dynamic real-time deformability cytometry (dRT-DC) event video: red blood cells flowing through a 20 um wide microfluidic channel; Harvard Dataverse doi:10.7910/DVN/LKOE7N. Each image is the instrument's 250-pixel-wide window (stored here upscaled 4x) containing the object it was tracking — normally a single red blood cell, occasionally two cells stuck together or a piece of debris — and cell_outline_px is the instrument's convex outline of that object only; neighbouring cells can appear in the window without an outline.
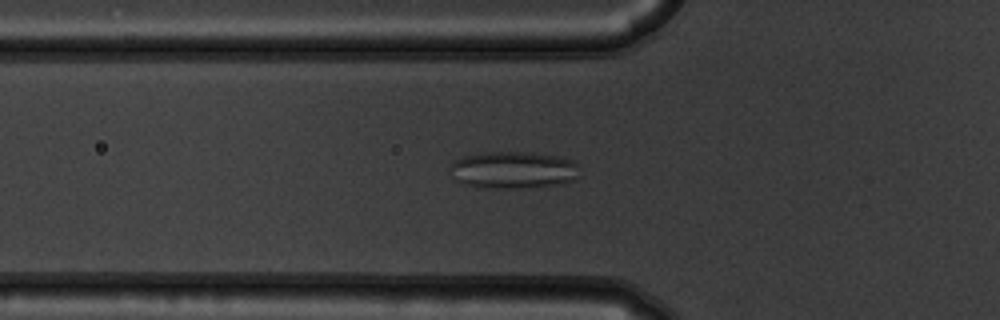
{"species": "common noctule bat (a hibernating species)", "species_latin": "Nyctalus noctula", "temperature_condition": "warm", "stored_images_in_passage": 41, "camera_frame_rate_fps": 3000, "um_per_image_px": 0.085, "animal": {"sex": "male", "body_mass_g": 19.5, "forearm_length_mm": 54.6}, "frame": {"image": 1, "passage_image": 6, "time_ms": 1.667, "image_size_px": [1000, 320], "cell_outline_px": [[580, 164], [576, 180], [564, 184], [516, 188], [480, 188], [456, 180], [452, 176], [448, 168], [448, 164], [464, 156], [484, 152], [532, 152], [556, 156], [572, 160]], "centroid_in_image_um": [43.64, 14.45], "position_along_channel_um": 82.2, "area_um2": 28.38}}
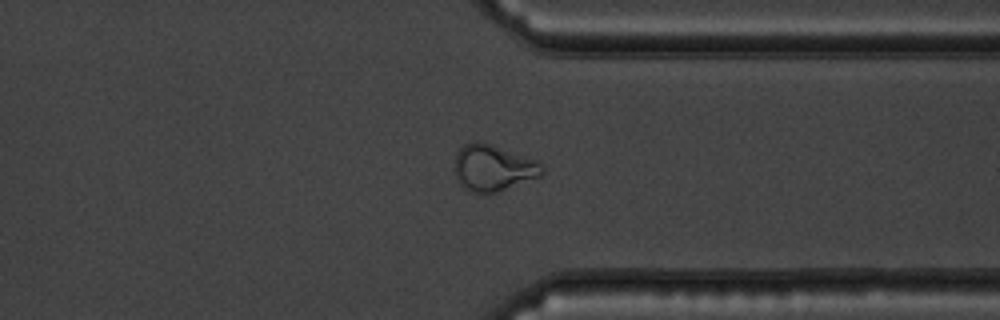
{"frame": {"image": 2, "passage_image": 29, "time_ms": 9.333, "image_size_px": [1000, 320], "cell_outline_px": [[544, 172], [540, 176], [496, 192], [468, 192], [460, 184], [456, 176], [456, 152], [464, 144], [476, 140], [540, 160], [544, 168]], "centroid_in_image_um": [41.94, 14.25], "position_along_channel_um": 369.5, "area_um2": 23.47}}
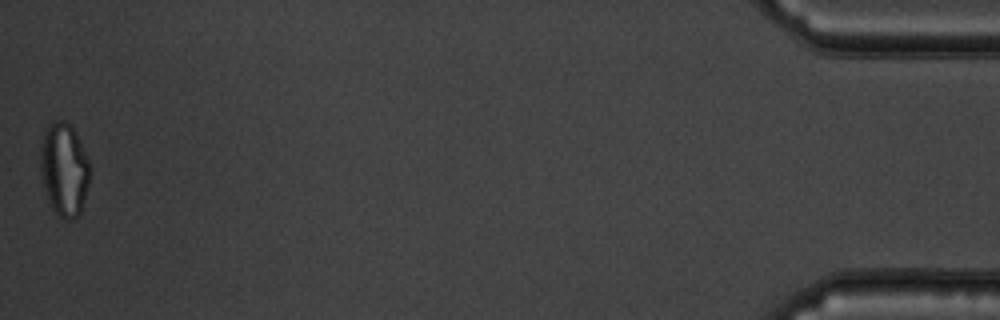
{"frame": {"image": 3, "passage_image": 41, "time_ms": 13.333, "image_size_px": [1000, 320], "cell_outline_px": [[92, 168], [88, 184], [80, 212], [72, 220], [64, 220], [52, 208], [48, 200], [44, 188], [40, 168], [40, 152], [44, 136], [48, 128], [56, 120], [64, 120], [72, 128]], "centroid_in_image_um": [5.46, 14.45], "position_along_channel_um": 429.7, "area_um2": 26.3}, "authors_computed_cell_mechanics": {"area_um2": 23.4668, "velocity_mm_per_s": 3.7449, "shape_relaxation_time_tau1_ms": null, "shape_relaxation_time_tau2_ms": 1.2268, "deformation_change_tau1": null, "deformation_change_tau2": 0.0866}}